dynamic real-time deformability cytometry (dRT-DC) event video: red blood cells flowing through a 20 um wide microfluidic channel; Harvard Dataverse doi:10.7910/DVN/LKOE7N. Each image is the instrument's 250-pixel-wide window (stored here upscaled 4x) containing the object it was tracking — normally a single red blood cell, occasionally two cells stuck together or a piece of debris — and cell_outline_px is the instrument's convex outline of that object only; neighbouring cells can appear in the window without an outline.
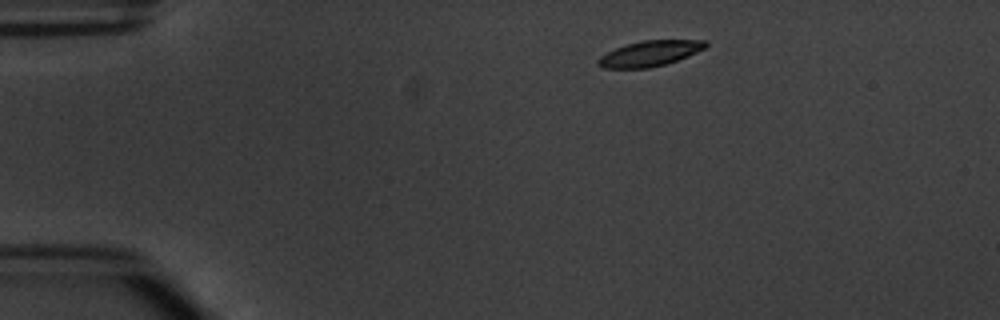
{"species": "common noctule bat (a hibernating species)", "species_latin": "Nyctalus noctula", "temperature_condition": "warm", "stored_images_in_passage": 6, "camera_frame_rate_fps": 3000, "um_per_image_px": 0.085, "animal": {"sex": "male", "body_mass_g": 20.1, "forearm_length_mm": 53.5}, "frame": {"image": 1, "passage_image": 1, "time_ms": 0.0, "image_size_px": [1000, 320], "cell_outline_px": [[708, 44], [704, 48], [696, 52], [676, 60], [664, 64], [648, 68], [604, 68], [596, 64], [596, 60], [600, 56], [616, 48], [640, 40], [704, 40]], "centroid_in_image_um": [55.18, 4.54], "position_along_channel_um": 29.8, "area_um2": 15.72}}
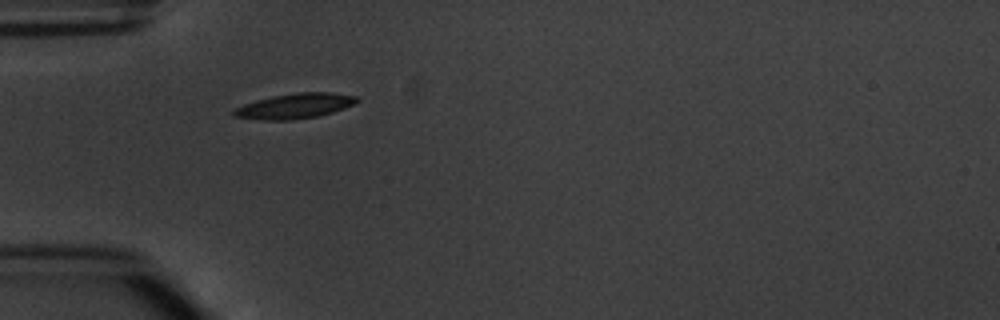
{"frame": {"image": 2, "passage_image": 3, "time_ms": 2.333, "image_size_px": [1000, 320], "cell_outline_px": [[360, 100], [344, 108], [332, 112], [316, 116], [288, 120], [264, 120], [232, 116], [232, 112], [236, 108], [244, 104], [256, 100], [272, 96], [296, 92], [332, 92], [360, 96]], "centroid_in_image_um": [25.08, 8.99], "position_along_channel_um": 59.9, "area_um2": 17.98}}
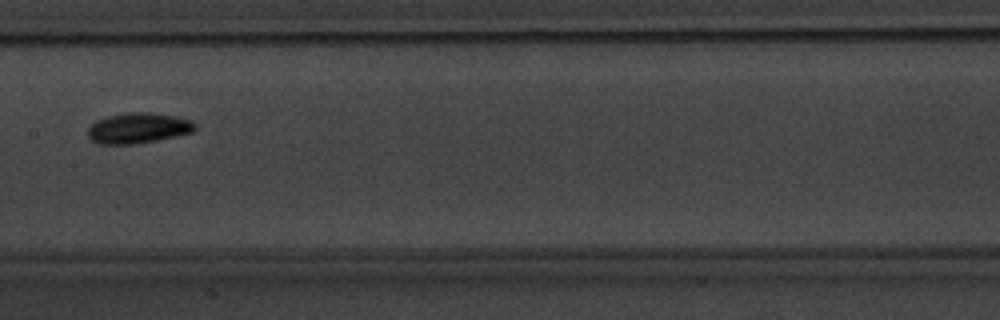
{"frame": {"image": 3, "passage_image": 6, "time_ms": 6.0, "image_size_px": [1000, 320], "cell_outline_px": [[196, 128], [192, 132], [176, 136], [156, 140], [132, 144], [100, 144], [92, 140], [88, 136], [88, 128], [96, 120], [108, 116], [128, 112], [148, 112], [176, 116], [192, 120], [196, 124]], "centroid_in_image_um": [11.76, 10.88], "position_along_channel_um": 195.6, "area_um2": 19.02}}